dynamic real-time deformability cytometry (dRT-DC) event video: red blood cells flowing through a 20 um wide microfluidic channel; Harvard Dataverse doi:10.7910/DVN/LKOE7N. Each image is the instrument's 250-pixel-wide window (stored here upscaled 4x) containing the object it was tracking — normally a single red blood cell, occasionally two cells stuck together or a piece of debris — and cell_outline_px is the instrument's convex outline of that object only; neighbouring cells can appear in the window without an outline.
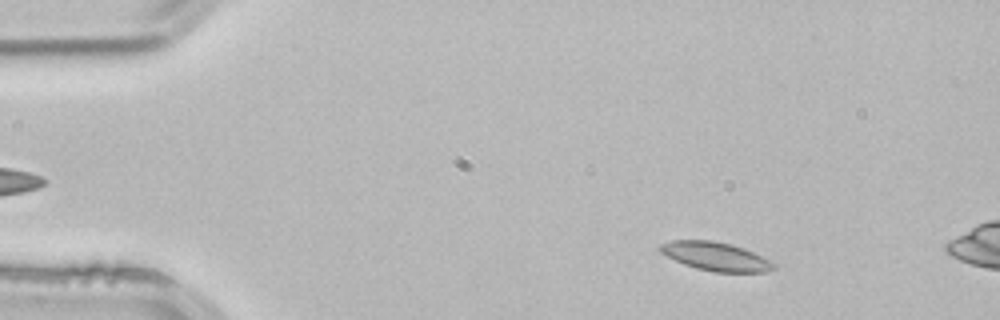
{"species": "common noctule bat (a hibernating species)", "species_latin": "Nyctalus noctula", "temperature_condition": "room temperature", "stored_images_in_passage": 2, "camera_frame_rate_fps": 3000, "um_per_image_px": 0.085, "animal": {"sex": "male", "body_mass_g": 21.5, "forearm_length_mm": 52.0}, "frame": {"image": 1, "passage_image": 1, "time_ms": 0.0, "image_size_px": [1000, 320], "cell_outline_px": [[776, 268], [768, 272], [712, 272], [696, 268], [684, 264], [660, 252], [660, 244], [672, 240], [712, 240], [732, 244], [744, 248], [776, 264]], "centroid_in_image_um": [60.85, 21.8], "position_along_channel_um": 24.2, "area_um2": 18.84}}